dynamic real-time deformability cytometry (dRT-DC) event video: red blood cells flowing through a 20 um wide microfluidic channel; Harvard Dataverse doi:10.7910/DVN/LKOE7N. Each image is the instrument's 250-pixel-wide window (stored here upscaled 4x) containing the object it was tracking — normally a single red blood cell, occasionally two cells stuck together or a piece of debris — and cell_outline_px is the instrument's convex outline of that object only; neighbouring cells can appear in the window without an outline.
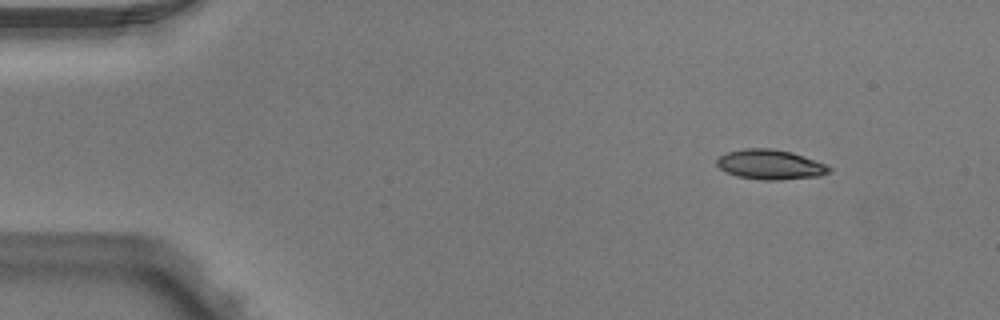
{"species": "Egyptian fruit bat (a non-hibernating species)", "species_latin": "Rousettus aegyptiacus", "temperature_condition": "warm", "stored_images_in_passage": 4, "camera_frame_rate_fps": 3000, "um_per_image_px": 0.085, "animal": {"sex": "male"}, "frame": {"image": 1, "passage_image": 1, "time_ms": 0.0, "image_size_px": [1000, 320], "cell_outline_px": [[832, 168], [828, 172], [820, 176], [780, 180], [764, 180], [736, 176], [720, 168], [716, 164], [716, 160], [720, 156], [728, 152], [744, 148], [772, 148], [792, 152], [828, 164]], "centroid_in_image_um": [65.5, 13.98], "position_along_channel_um": 19.5, "area_um2": 19.59}}
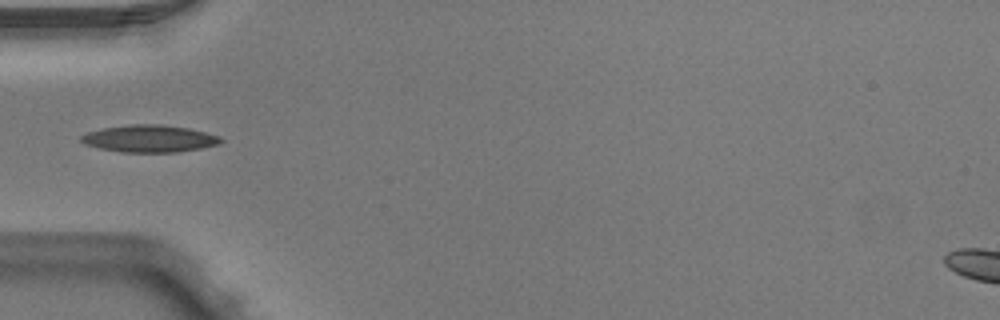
{"frame": {"image": 2, "passage_image": 4, "time_ms": 1.0, "image_size_px": [1000, 320], "cell_outline_px": [[224, 140], [220, 144], [200, 148], [176, 152], [124, 152], [100, 148], [84, 144], [80, 140], [80, 136], [88, 132], [100, 128], [128, 124], [160, 124], [188, 128], [220, 136]], "centroid_in_image_um": [12.69, 11.77], "position_along_channel_um": 72.3, "area_um2": 22.14}}